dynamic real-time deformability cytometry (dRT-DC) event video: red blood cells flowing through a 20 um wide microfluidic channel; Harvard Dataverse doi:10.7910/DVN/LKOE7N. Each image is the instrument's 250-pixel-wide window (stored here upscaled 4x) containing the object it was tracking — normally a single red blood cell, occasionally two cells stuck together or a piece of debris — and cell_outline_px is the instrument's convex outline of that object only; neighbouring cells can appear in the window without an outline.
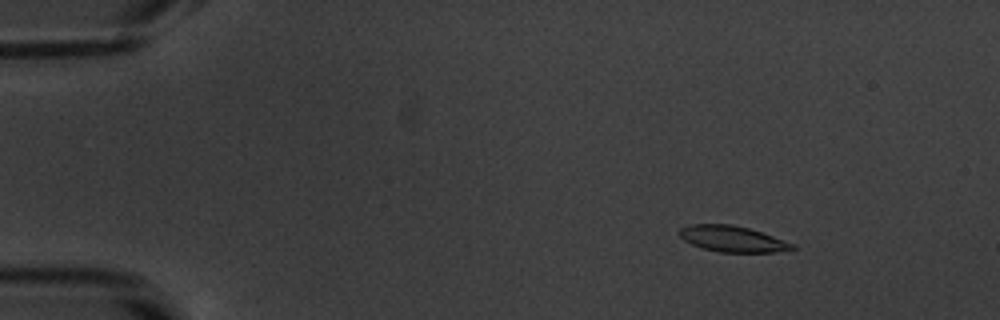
{"species": "common noctule bat (a hibernating species)", "species_latin": "Nyctalus noctula", "temperature_condition": "warm", "stored_images_in_passage": 54, "camera_frame_rate_fps": 3000, "um_per_image_px": 0.085, "animal": {"sex": "male", "body_mass_g": 20.1, "forearm_length_mm": 53.5}, "frame": {"image": 1, "passage_image": 8, "time_ms": 2.333, "image_size_px": [1000, 320], "cell_outline_px": [[796, 248], [776, 252], [720, 252], [704, 248], [692, 244], [684, 240], [680, 236], [680, 228], [688, 224], [732, 224], [748, 228], [796, 244]], "centroid_in_image_um": [62.26, 20.3], "position_along_channel_um": 22.7, "area_um2": 16.94}}
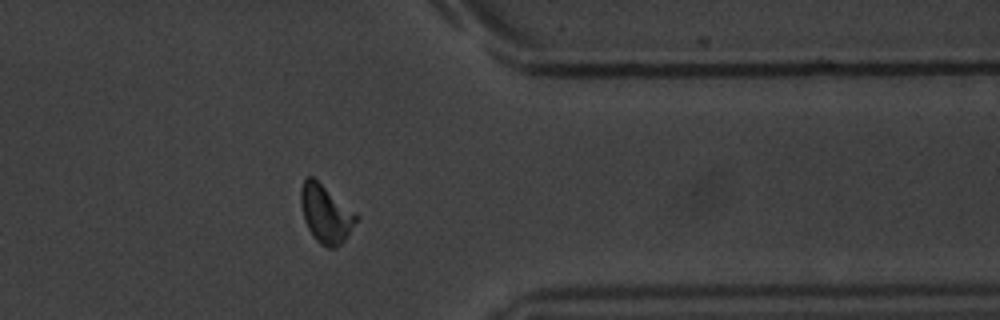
{"frame": {"image": 2, "passage_image": 44, "time_ms": 14.333, "image_size_px": [1000, 320], "cell_outline_px": [[360, 216], [344, 240], [336, 248], [328, 248], [320, 244], [316, 240], [308, 228], [304, 220], [300, 204], [300, 188], [304, 180], [308, 176], [312, 176], [356, 212]], "centroid_in_image_um": [27.68, 18.17], "position_along_channel_um": 383.7, "area_um2": 18.73}}
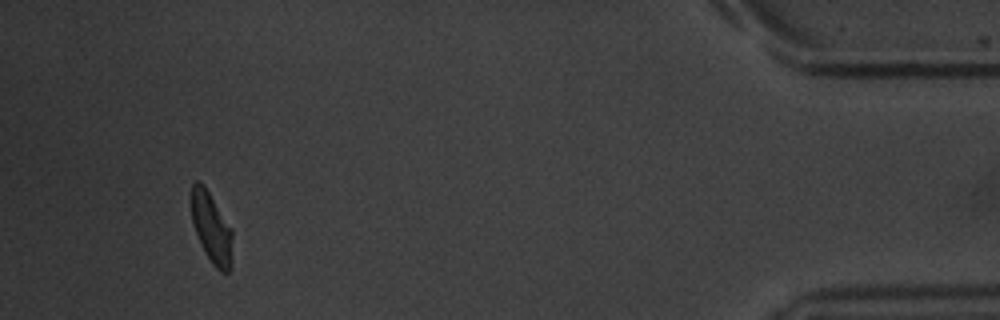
{"frame": {"image": 3, "passage_image": 51, "time_ms": 16.667, "image_size_px": [1000, 320], "cell_outline_px": [[232, 268], [228, 272], [220, 272], [212, 264], [196, 232], [192, 220], [192, 184], [196, 180], [200, 180], [204, 184], [232, 228]], "centroid_in_image_um": [18.01, 19.36], "position_along_channel_um": 417.2, "area_um2": 16.82}, "authors_computed_cell_mechanics": {"area_um2": 17.7157, "velocity_mm_per_s": 3.8204, "shape_relaxation_time_tau1_ms": 2.3526, "shape_relaxation_time_tau2_ms": 2.9241, "deformation_change_tau1": 0.1585, "deformation_change_tau2": 0.1004}}